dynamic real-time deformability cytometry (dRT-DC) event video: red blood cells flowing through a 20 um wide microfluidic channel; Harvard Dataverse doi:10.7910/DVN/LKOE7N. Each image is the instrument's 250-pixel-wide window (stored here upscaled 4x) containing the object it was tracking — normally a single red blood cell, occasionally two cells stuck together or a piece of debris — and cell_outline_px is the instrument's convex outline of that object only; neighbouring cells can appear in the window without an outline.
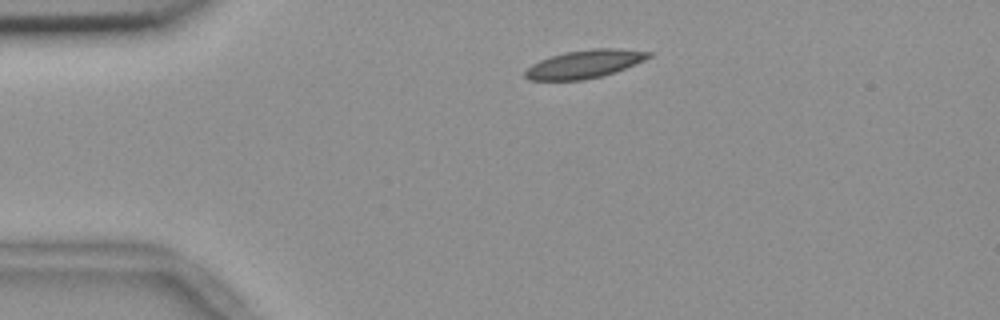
{"species": "common noctule bat (a hibernating species)", "species_latin": "Nyctalus noctula", "temperature_condition": "room temperature", "stored_images_in_passage": 2, "camera_frame_rate_fps": 3000, "um_per_image_px": 0.085, "animal": {"sex": "female", "body_mass_g": 18.4}, "frame": {"image": 1, "passage_image": 1, "time_ms": 0.0, "image_size_px": [1000, 320], "cell_outline_px": [[652, 56], [636, 64], [600, 76], [584, 80], [528, 80], [524, 76], [524, 72], [532, 64], [540, 60], [564, 52], [596, 48], [616, 48], [652, 52]], "centroid_in_image_um": [49.67, 5.44], "position_along_channel_um": 35.3, "area_um2": 20.06}}